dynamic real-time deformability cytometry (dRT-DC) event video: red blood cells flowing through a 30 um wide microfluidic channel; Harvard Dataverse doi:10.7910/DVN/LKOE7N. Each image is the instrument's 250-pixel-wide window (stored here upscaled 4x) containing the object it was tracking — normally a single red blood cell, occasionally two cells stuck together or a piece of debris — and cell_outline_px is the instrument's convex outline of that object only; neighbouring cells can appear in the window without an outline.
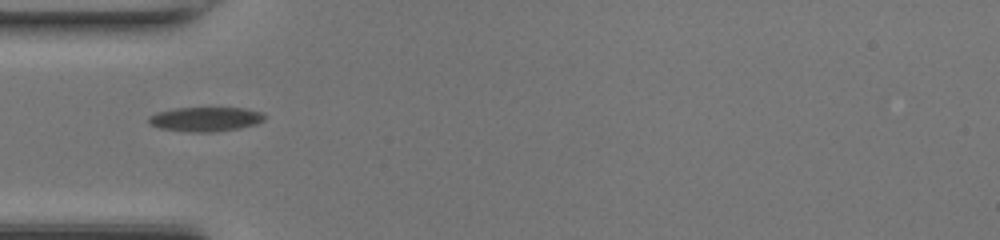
{"species": "common noctule bat (a hibernating species)", "species_latin": "Nyctalus noctula", "temperature_condition": "room temperature", "stored_images_in_passage": 34, "camera_frame_rate_fps": 3000, "um_per_image_px": 0.085, "animal": {"sex": "female", "body_mass_g": 17.0, "forearm_length_mm": 48.0}, "frame": {"image": 1, "passage_image": 1, "time_ms": 0.0, "image_size_px": [1000, 240], "cell_outline_px": [[264, 120], [256, 124], [240, 128], [212, 132], [188, 132], [160, 128], [148, 124], [148, 116], [156, 112], [176, 108], [244, 108], [264, 112]], "centroid_in_image_um": [17.45, 10.13], "position_along_channel_um": 67.6, "area_um2": 16.59}}
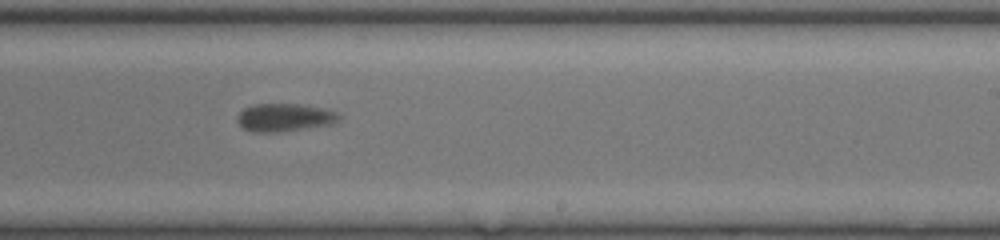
{"frame": {"image": 2, "passage_image": 15, "time_ms": 4.667, "image_size_px": [1000, 240], "cell_outline_px": [[340, 116], [336, 120], [328, 124], [276, 132], [252, 132], [244, 128], [236, 120], [236, 116], [244, 108], [252, 104], [300, 104], [320, 108], [336, 112]], "centroid_in_image_um": [24.08, 9.97], "position_along_channel_um": 264.9, "area_um2": 16.13}}
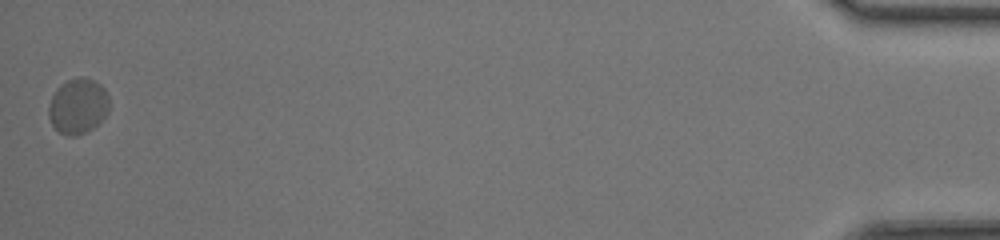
{"frame": {"image": 3, "passage_image": 34, "time_ms": 11.0, "image_size_px": [1000, 240], "cell_outline_px": [[108, 112], [92, 128], [76, 136], [68, 136], [60, 132], [52, 124], [48, 116], [48, 108], [52, 96], [56, 88], [60, 84], [68, 80], [80, 76], [92, 80], [100, 84], [104, 88], [108, 96]], "centroid_in_image_um": [6.6, 9.0], "position_along_channel_um": 428.6, "area_um2": 19.36}, "authors_computed_cell_mechanics": {"area_um2": 17.3689, "velocity_mm_per_s": 4.2259, "shape_relaxation_time_tau1_ms": 2.8342, "shape_relaxation_time_tau2_ms": 1.3347, "deformation_change_tau1": 0.0845, "deformation_change_tau2": 0.0587}}